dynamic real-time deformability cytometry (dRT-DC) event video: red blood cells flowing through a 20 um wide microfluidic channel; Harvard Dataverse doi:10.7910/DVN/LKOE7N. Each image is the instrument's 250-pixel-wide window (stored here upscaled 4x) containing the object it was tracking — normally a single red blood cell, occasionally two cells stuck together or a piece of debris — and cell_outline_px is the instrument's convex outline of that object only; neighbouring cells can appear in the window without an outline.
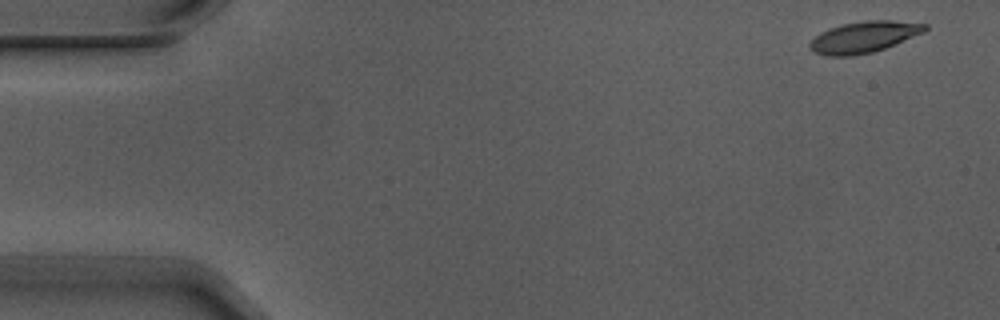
{"species": "Egyptian fruit bat (a non-hibernating species)", "species_latin": "Rousettus aegyptiacus", "temperature_condition": "warm", "stored_images_in_passage": 5, "camera_frame_rate_fps": 3000, "um_per_image_px": 0.085, "animal": {"sex": "male"}, "frame": {"image": 1, "passage_image": 1, "time_ms": 0.0, "image_size_px": [1000, 320], "cell_outline_px": [[928, 28], [924, 32], [884, 48], [872, 52], [852, 56], [824, 56], [812, 52], [808, 48], [808, 44], [820, 32], [828, 28], [840, 24], [864, 20], [892, 20], [928, 24]], "centroid_in_image_um": [73.38, 3.14], "position_along_channel_um": 11.6, "area_um2": 21.15}}
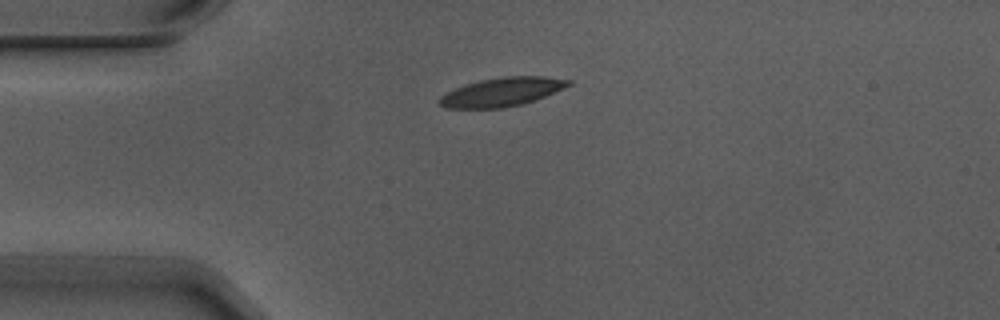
{"frame": {"image": 2, "passage_image": 4, "time_ms": 1.0, "image_size_px": [1000, 320], "cell_outline_px": [[572, 84], [544, 96], [520, 104], [500, 108], [448, 108], [440, 104], [436, 100], [440, 96], [464, 84], [480, 80], [504, 76], [544, 76], [572, 80]], "centroid_in_image_um": [42.64, 7.8], "position_along_channel_um": 42.4, "area_um2": 21.33}}